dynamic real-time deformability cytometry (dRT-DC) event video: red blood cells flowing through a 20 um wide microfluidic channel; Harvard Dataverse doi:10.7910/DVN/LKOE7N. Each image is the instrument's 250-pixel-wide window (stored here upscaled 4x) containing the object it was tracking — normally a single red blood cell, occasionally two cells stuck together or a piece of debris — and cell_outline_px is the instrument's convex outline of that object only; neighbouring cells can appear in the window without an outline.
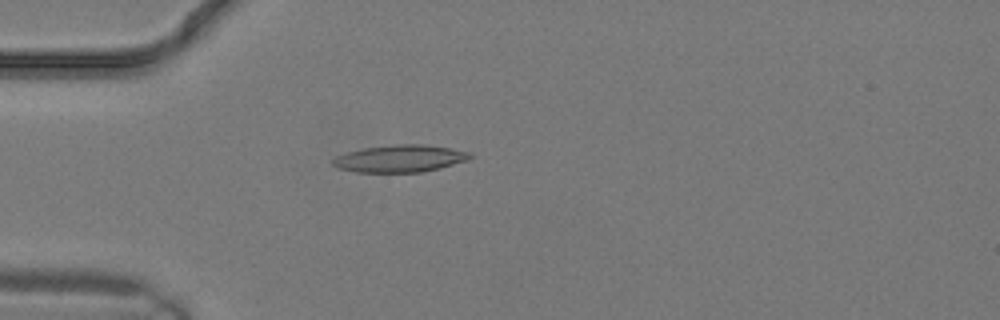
{"species": "common noctule bat (a hibernating species)", "species_latin": "Nyctalus noctula", "temperature_condition": "warm", "stored_images_in_passage": 8, "camera_frame_rate_fps": 3000, "um_per_image_px": 0.085, "animal": {"sex": "male", "body_mass_g": 19.2, "forearm_length_mm": 51.8}, "frame": {"image": 1, "passage_image": 1, "time_ms": 0.0, "image_size_px": [1000, 320], "cell_outline_px": [[472, 156], [468, 160], [440, 168], [420, 172], [356, 172], [340, 168], [332, 164], [332, 160], [336, 156], [348, 152], [364, 148], [396, 144], [424, 144], [472, 152]], "centroid_in_image_um": [34.02, 13.47], "position_along_channel_um": 51.0, "area_um2": 21.62}}
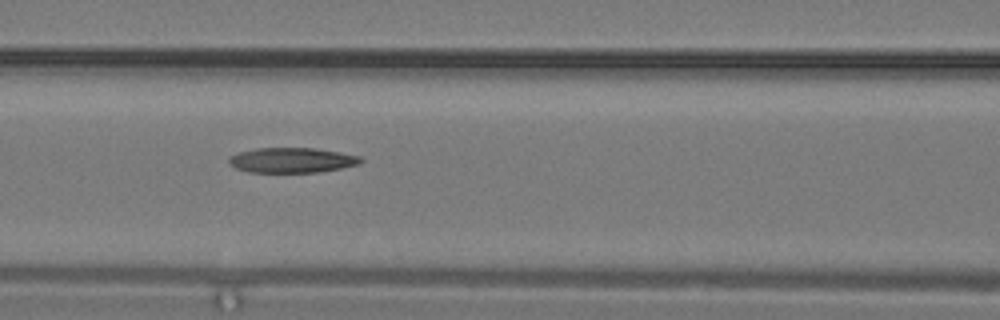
{"frame": {"image": 2, "passage_image": 5, "time_ms": 1.333, "image_size_px": [1000, 320], "cell_outline_px": [[364, 160], [360, 164], [320, 172], [248, 172], [236, 168], [228, 164], [228, 156], [240, 152], [256, 148], [312, 148], [360, 156]], "centroid_in_image_um": [24.77, 13.62], "position_along_channel_um": 141.8, "area_um2": 19.19}}
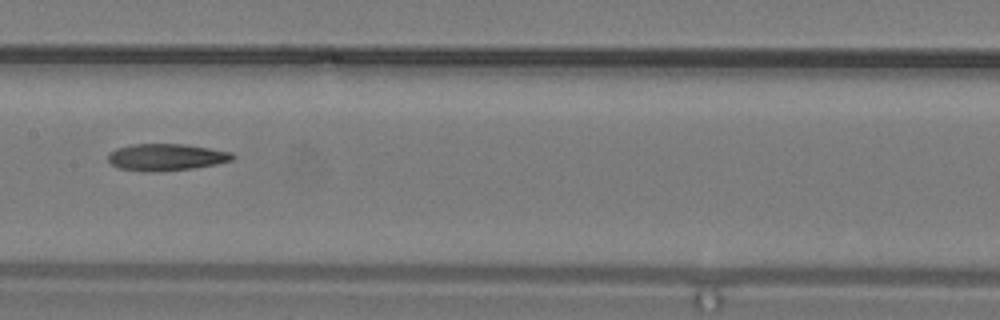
{"frame": {"image": 3, "passage_image": 7, "time_ms": 2.0, "image_size_px": [1000, 320], "cell_outline_px": [[236, 156], [232, 160], [216, 164], [192, 168], [156, 172], [148, 172], [116, 168], [108, 160], [108, 152], [116, 148], [132, 144], [184, 144], [232, 152]], "centroid_in_image_um": [14.09, 13.36], "position_along_channel_um": 193.3, "area_um2": 19.59}}